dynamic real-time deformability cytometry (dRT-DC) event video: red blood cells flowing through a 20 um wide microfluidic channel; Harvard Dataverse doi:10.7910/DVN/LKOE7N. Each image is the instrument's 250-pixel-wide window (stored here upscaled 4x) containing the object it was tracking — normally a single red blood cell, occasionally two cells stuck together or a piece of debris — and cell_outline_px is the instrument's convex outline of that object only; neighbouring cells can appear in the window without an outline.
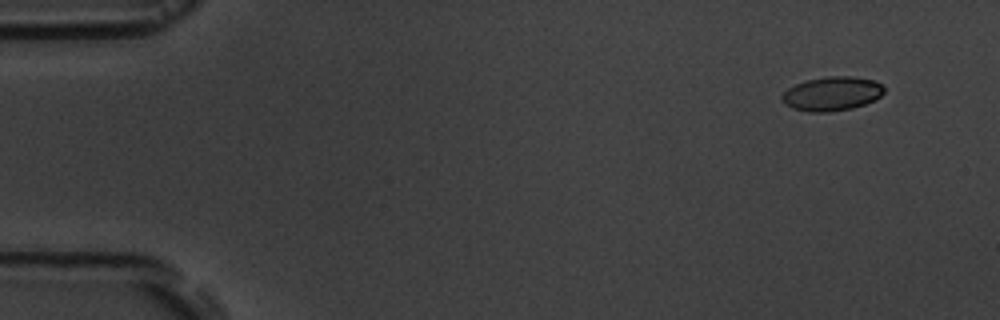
{"species": "common noctule bat (a hibernating species)", "species_latin": "Nyctalus noctula", "temperature_condition": "room temperature", "stored_images_in_passage": 7, "camera_frame_rate_fps": 3000, "um_per_image_px": 0.085, "animal": {"sex": "male", "body_mass_g": 19.5, "forearm_length_mm": 54.6}, "frame": {"image": 1, "passage_image": 1, "time_ms": 0.0, "image_size_px": [1000, 320], "cell_outline_px": [[884, 92], [876, 100], [852, 108], [828, 112], [808, 112], [792, 108], [784, 104], [780, 100], [780, 96], [788, 88], [796, 84], [808, 80], [824, 76], [852, 76], [872, 80], [884, 84]], "centroid_in_image_um": [70.7, 7.97], "position_along_channel_um": 14.3, "area_um2": 20.46}}
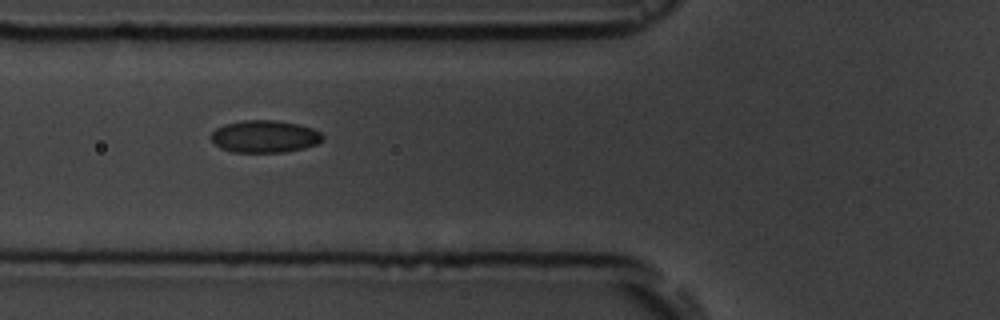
{"frame": {"image": 2, "passage_image": 6, "time_ms": 5.667, "image_size_px": [1000, 320], "cell_outline_px": [[324, 140], [316, 144], [304, 148], [284, 152], [232, 152], [220, 148], [208, 136], [216, 128], [224, 124], [244, 120], [276, 120], [296, 124], [312, 128], [320, 132], [324, 136]], "centroid_in_image_um": [22.48, 11.6], "position_along_channel_um": 103.3, "area_um2": 21.1}}
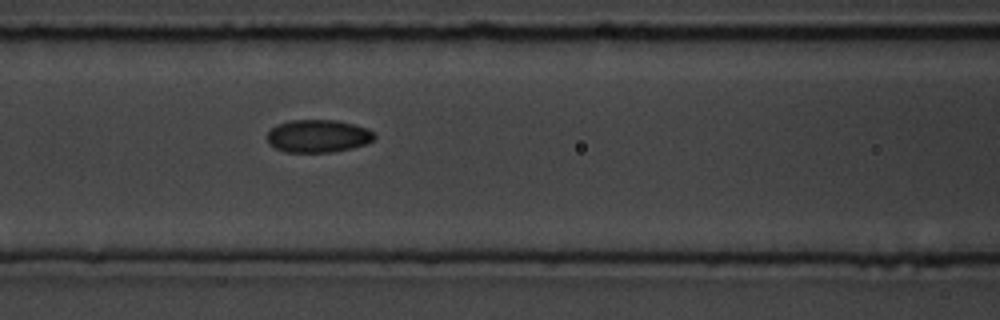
{"frame": {"image": 3, "passage_image": 7, "time_ms": 6.667, "image_size_px": [1000, 320], "cell_outline_px": [[376, 136], [372, 140], [364, 144], [352, 148], [332, 152], [284, 152], [276, 148], [268, 140], [268, 132], [276, 124], [288, 120], [336, 120], [356, 124], [368, 128], [376, 132]], "centroid_in_image_um": [27.07, 11.55], "position_along_channel_um": 139.5, "area_um2": 20.58}}